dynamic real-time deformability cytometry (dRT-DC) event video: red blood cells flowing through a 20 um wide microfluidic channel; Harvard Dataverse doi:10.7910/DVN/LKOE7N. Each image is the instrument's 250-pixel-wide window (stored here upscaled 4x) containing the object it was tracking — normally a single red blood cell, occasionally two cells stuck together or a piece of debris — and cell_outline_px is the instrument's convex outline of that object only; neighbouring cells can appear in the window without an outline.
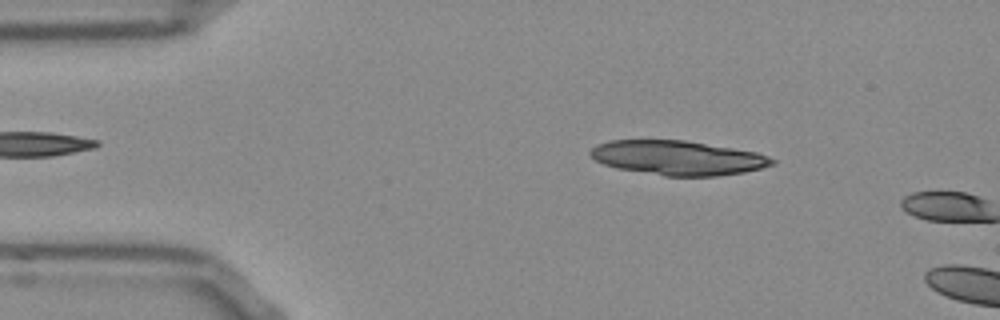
{"species": "Egyptian fruit bat (a non-hibernating species)", "species_latin": "Rousettus aegyptiacus", "temperature_condition": "room temperature", "stored_images_in_passage": 8, "camera_frame_rate_fps": 3000, "um_per_image_px": 0.085, "frame": {"image": 1, "passage_image": 7, "time_ms": 2.0, "image_size_px": [1000, 320], "cell_outline_px": [[776, 164], [764, 168], [744, 172], [716, 176], [664, 176], [616, 168], [604, 164], [596, 160], [588, 152], [596, 144], [608, 140], [684, 140], [756, 152], [768, 156], [776, 160]], "centroid_in_image_um": [57.62, 13.42], "position_along_channel_um": 27.4, "area_um2": 36.53}}